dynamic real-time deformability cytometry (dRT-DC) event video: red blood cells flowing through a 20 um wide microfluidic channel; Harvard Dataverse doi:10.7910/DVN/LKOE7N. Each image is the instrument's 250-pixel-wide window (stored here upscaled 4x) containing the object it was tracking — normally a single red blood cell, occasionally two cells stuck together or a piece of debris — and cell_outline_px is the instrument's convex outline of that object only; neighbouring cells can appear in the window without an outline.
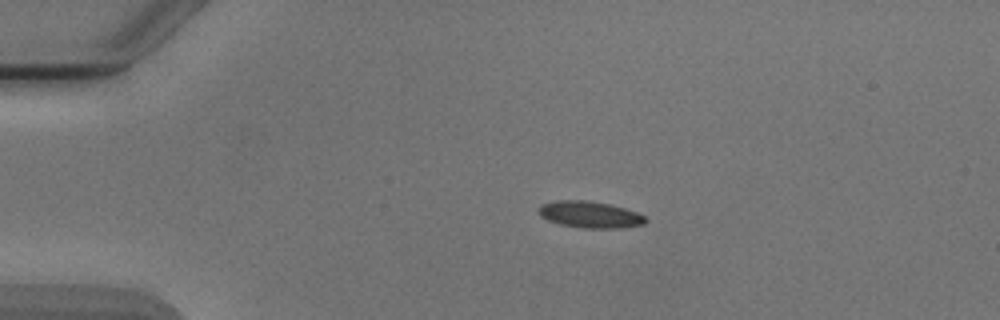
{"species": "Egyptian fruit bat (a non-hibernating species)", "species_latin": "Rousettus aegyptiacus", "temperature_condition": "cold", "stored_images_in_passage": 6, "camera_frame_rate_fps": 3000, "um_per_image_px": 0.085, "animal": {"sex": "male"}, "frame": {"image": 1, "passage_image": 4, "time_ms": 3.667, "image_size_px": [1000, 320], "cell_outline_px": [[648, 220], [644, 224], [620, 228], [580, 228], [560, 224], [548, 220], [540, 216], [540, 208], [544, 204], [556, 200], [584, 200], [608, 204], [624, 208], [636, 212], [644, 216]], "centroid_in_image_um": [50.17, 18.25], "position_along_channel_um": 34.8, "area_um2": 16.36}}
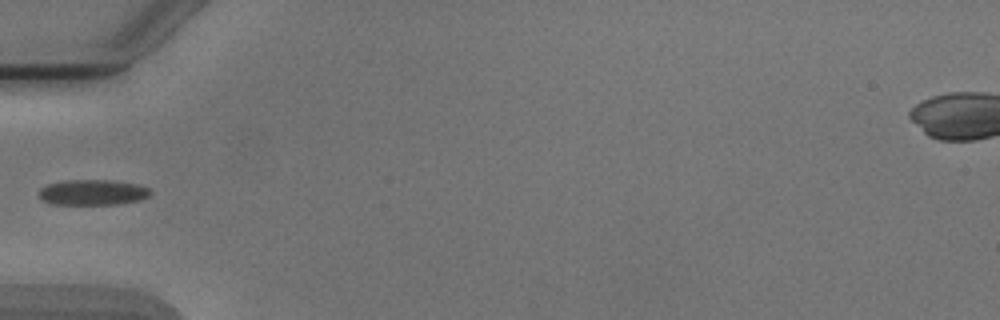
{"frame": {"image": 2, "passage_image": 6, "time_ms": 6.0, "image_size_px": [1000, 320], "cell_outline_px": [[152, 192], [148, 196], [140, 200], [116, 204], [52, 204], [40, 200], [40, 188], [48, 184], [64, 180], [112, 180], [136, 184], [148, 188]], "centroid_in_image_um": [7.86, 16.35], "position_along_channel_um": 77.1, "area_um2": 16.53}}